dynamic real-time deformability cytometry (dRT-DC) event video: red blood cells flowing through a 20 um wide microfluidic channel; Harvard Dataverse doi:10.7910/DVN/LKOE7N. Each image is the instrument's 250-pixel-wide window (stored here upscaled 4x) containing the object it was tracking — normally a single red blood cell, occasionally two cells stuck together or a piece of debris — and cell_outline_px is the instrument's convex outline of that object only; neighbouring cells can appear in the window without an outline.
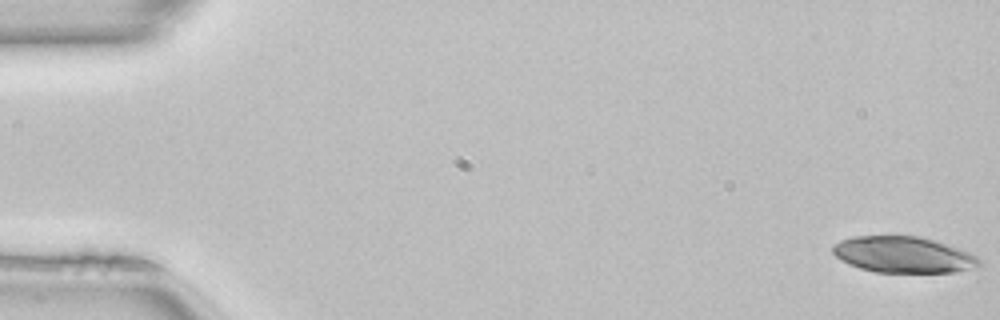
{"species": "common noctule bat (a hibernating species)", "species_latin": "Nyctalus noctula", "temperature_condition": "room temperature", "stored_images_in_passage": 50, "camera_frame_rate_fps": 3000, "um_per_image_px": 0.085, "animal": {"sex": "female", "body_mass_g": 22.7, "forearm_length_mm": 54.2}, "frame": {"image": 1, "passage_image": 1, "time_ms": 0.0, "image_size_px": [1000, 320], "cell_outline_px": [[980, 264], [968, 268], [952, 272], [876, 272], [860, 268], [836, 256], [832, 252], [832, 244], [840, 240], [852, 236], [888, 232], [896, 232], [920, 236], [936, 240], [960, 248], [976, 256], [980, 260]], "centroid_in_image_um": [76.72, 21.56], "position_along_channel_um": 8.3, "area_um2": 31.73}}
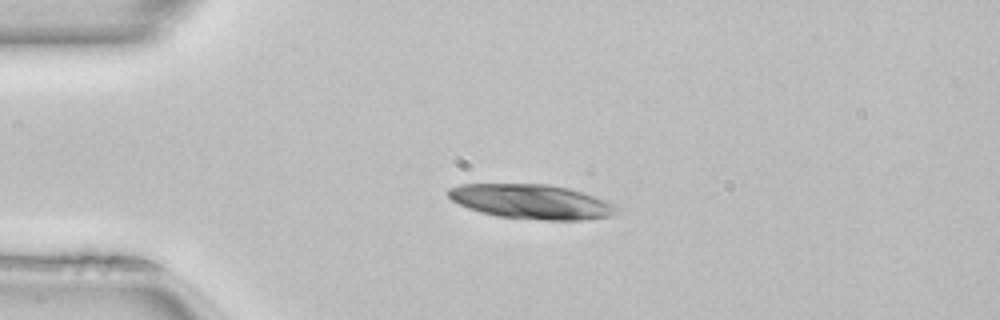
{"frame": {"image": 2, "passage_image": 12, "time_ms": 3.667, "image_size_px": [1000, 320], "cell_outline_px": [[620, 208], [612, 216], [580, 220], [544, 220], [496, 216], [480, 212], [468, 208], [452, 200], [444, 192], [448, 188], [460, 184], [548, 184], [568, 188], [608, 200], [620, 204]], "centroid_in_image_um": [45.21, 17.14], "position_along_channel_um": 39.8, "area_um2": 34.28}}